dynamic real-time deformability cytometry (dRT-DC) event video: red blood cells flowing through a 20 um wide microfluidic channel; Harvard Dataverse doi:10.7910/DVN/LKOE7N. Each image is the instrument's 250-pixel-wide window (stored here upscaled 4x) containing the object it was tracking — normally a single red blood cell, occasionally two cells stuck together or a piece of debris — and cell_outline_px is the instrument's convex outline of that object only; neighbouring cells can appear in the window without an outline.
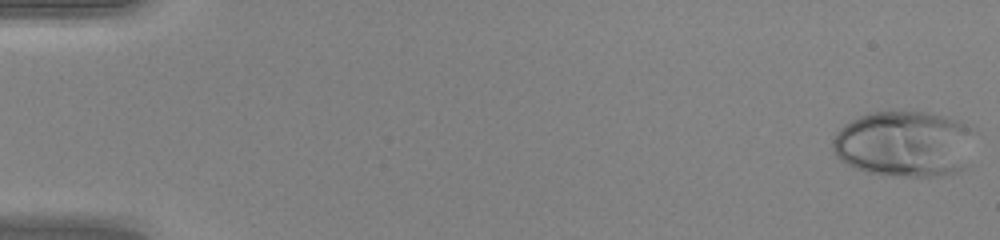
{"species": "human", "species_latin": "Homo sapiens", "temperature_condition": "warm", "stored_images_in_passage": 49, "camera_frame_rate_fps": 3000, "um_per_image_px": 0.085, "donor": {"sex": "female"}, "frame": {"image": 1, "passage_image": 1, "time_ms": 0.0, "image_size_px": [1000, 240], "cell_outline_px": [[972, 132], [968, 164], [964, 168], [956, 172], [940, 176], [904, 176], [868, 172], [856, 168], [840, 160], [836, 156], [832, 148], [832, 140], [836, 132], [844, 124], [860, 116], [872, 112], [928, 112], [960, 120], [972, 128]], "centroid_in_image_um": [76.87, 12.22], "position_along_channel_um": 8.1, "area_um2": 54.74}}
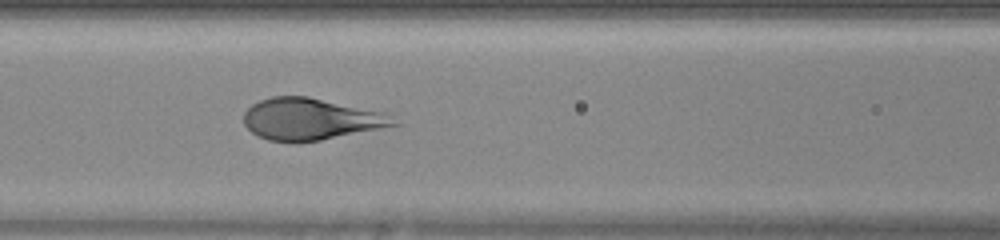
{"frame": {"image": 2, "passage_image": 22, "time_ms": 7.0, "image_size_px": [1000, 240], "cell_outline_px": [[400, 124], [320, 140], [296, 144], [268, 140], [256, 136], [244, 124], [244, 112], [252, 104], [260, 100], [272, 96], [308, 96], [388, 112]], "centroid_in_image_um": [26.41, 10.12], "position_along_channel_um": 140.2, "area_um2": 36.93}}
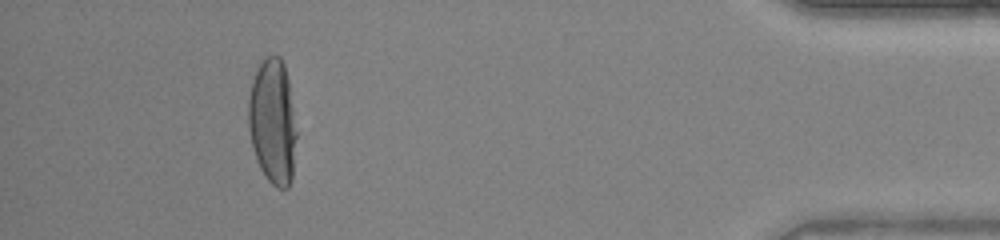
{"frame": {"image": 3, "passage_image": 45, "time_ms": 14.667, "image_size_px": [1000, 240], "cell_outline_px": [[296, 136], [292, 180], [288, 188], [276, 188], [268, 180], [260, 168], [256, 160], [252, 148], [248, 128], [248, 100], [252, 80], [256, 68], [260, 60], [264, 56], [272, 52], [280, 56], [284, 64], [288, 80], [296, 132]], "centroid_in_image_um": [23.15, 10.3], "position_along_channel_um": 412.0, "area_um2": 35.6}}